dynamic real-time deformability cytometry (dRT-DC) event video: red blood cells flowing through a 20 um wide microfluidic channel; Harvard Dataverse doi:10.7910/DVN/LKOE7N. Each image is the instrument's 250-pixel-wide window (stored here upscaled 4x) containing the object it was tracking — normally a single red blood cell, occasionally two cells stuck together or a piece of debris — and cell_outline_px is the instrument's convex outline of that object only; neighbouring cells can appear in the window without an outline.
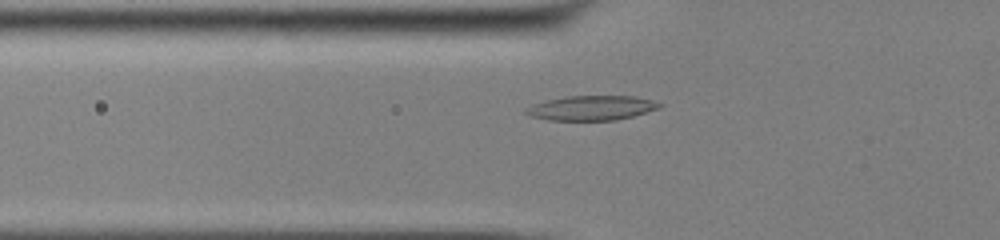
{"species": "common noctule bat (a hibernating species)", "species_latin": "Nyctalus noctula", "temperature_condition": "cold", "stored_images_in_passage": 46, "camera_frame_rate_fps": 3000, "um_per_image_px": 0.085, "animal": {"sex": "male", "body_mass_g": 13.0, "forearm_length_mm": 53.1}, "frame": {"image": 1, "passage_image": 12, "time_ms": 3.667, "image_size_px": [1000, 240], "cell_outline_px": [[664, 104], [660, 108], [632, 116], [616, 120], [548, 120], [528, 116], [524, 112], [524, 108], [532, 104], [548, 100], [568, 96], [636, 96], [652, 100]], "centroid_in_image_um": [50.26, 9.17], "position_along_channel_um": 75.5, "area_um2": 19.25}}
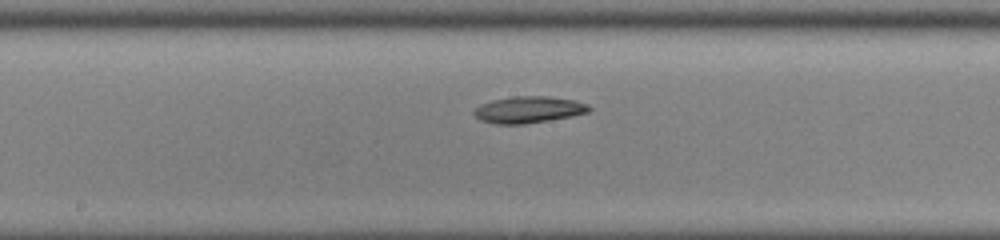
{"frame": {"image": 2, "passage_image": 22, "time_ms": 7.0, "image_size_px": [1000, 240], "cell_outline_px": [[592, 108], [588, 112], [572, 116], [524, 124], [496, 124], [480, 120], [472, 112], [480, 104], [492, 100], [512, 96], [548, 96], [572, 100], [588, 104]], "centroid_in_image_um": [44.91, 9.32], "position_along_channel_um": 203.3, "area_um2": 17.8}}
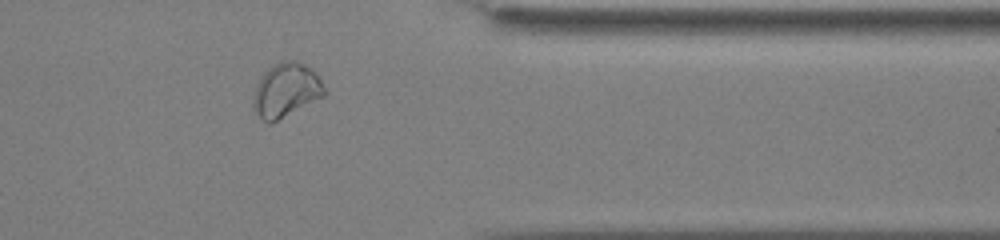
{"frame": {"image": 3, "passage_image": 37, "time_ms": 12.0, "image_size_px": [1000, 240], "cell_outline_px": [[328, 92], [324, 96], [272, 124], [268, 124], [252, 108], [252, 104], [256, 84], [264, 72], [268, 68], [280, 60], [296, 60], [304, 64], [316, 72]], "centroid_in_image_um": [24.32, 7.66], "position_along_channel_um": 387.1, "area_um2": 22.72}, "authors_computed_cell_mechanics": {"area_um2": 18.8428, "velocity_mm_per_s": 3.8431, "shape_relaxation_time_tau1_ms": 7.8472, "shape_relaxation_time_tau2_ms": null, "deformation_change_tau1": 0.1673, "deformation_change_tau2": null}}